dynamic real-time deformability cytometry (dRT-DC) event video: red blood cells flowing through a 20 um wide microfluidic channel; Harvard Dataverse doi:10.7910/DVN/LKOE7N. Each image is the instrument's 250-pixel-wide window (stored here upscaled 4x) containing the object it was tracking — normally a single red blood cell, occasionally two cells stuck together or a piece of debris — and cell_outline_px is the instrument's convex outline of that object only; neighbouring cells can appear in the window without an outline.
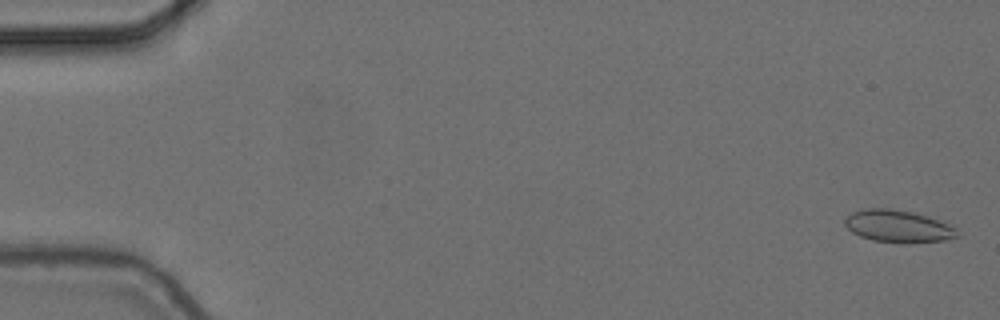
{"species": "common noctule bat (a hibernating species)", "species_latin": "Nyctalus noctula", "temperature_condition": "cold", "stored_images_in_passage": 5, "camera_frame_rate_fps": 3000, "um_per_image_px": 0.085, "animal": {"sex": "female", "body_mass_g": 24.6, "forearm_length_mm": 56.2}, "frame": {"image": 1, "passage_image": 1, "time_ms": 0.0, "image_size_px": [1000, 320], "cell_outline_px": [[960, 236], [944, 240], [872, 240], [860, 236], [852, 232], [844, 224], [844, 220], [852, 212], [864, 208], [892, 208], [912, 212], [928, 216], [948, 224]], "centroid_in_image_um": [76.26, 19.17], "position_along_channel_um": 8.7, "area_um2": 20.11}}
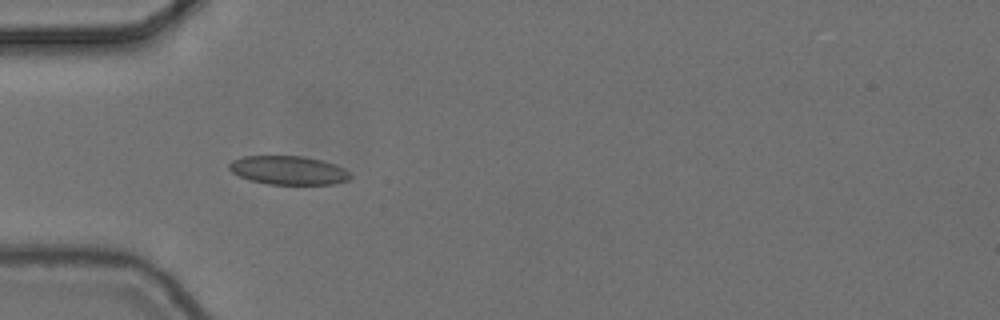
{"frame": {"image": 2, "passage_image": 4, "time_ms": 1.0, "image_size_px": [1000, 320], "cell_outline_px": [[352, 176], [348, 180], [332, 184], [268, 184], [252, 180], [240, 176], [232, 172], [228, 168], [228, 164], [232, 160], [244, 156], [304, 156], [324, 160], [336, 164], [344, 168]], "centroid_in_image_um": [24.53, 14.46], "position_along_channel_um": 60.5, "area_um2": 20.29}}
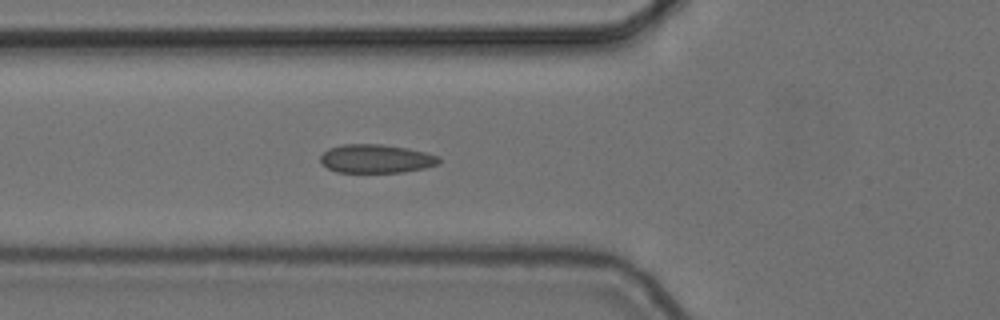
{"frame": {"image": 3, "passage_image": 5, "time_ms": 1.333, "image_size_px": [1000, 320], "cell_outline_px": [[440, 164], [424, 168], [404, 172], [336, 172], [320, 164], [320, 156], [328, 148], [340, 144], [380, 144], [408, 148], [440, 156]], "centroid_in_image_um": [31.95, 13.49], "position_along_channel_um": 93.8, "area_um2": 19.94}}